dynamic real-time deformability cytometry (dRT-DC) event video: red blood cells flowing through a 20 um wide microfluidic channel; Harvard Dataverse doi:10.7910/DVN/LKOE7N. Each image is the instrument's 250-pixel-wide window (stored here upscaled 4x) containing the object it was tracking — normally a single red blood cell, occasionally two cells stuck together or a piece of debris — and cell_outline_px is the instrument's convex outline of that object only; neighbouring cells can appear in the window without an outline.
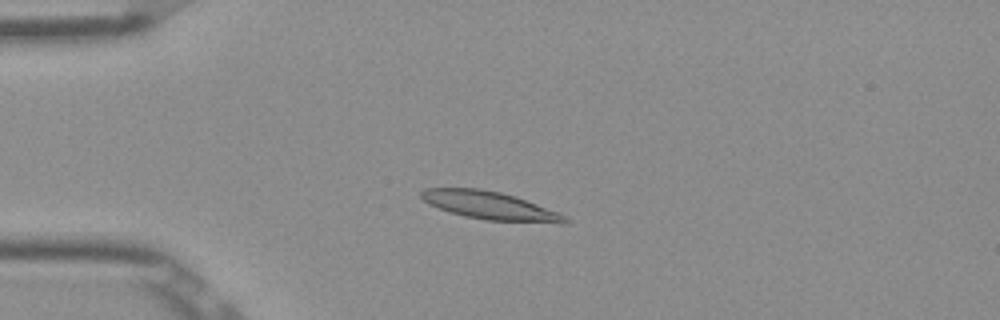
{"species": "Egyptian fruit bat (a non-hibernating species)", "species_latin": "Rousettus aegyptiacus", "temperature_condition": "room temperature", "stored_images_in_passage": 51, "camera_frame_rate_fps": 3000, "um_per_image_px": 0.085, "frame": {"image": 1, "passage_image": 12, "time_ms": 3.667, "image_size_px": [1000, 320], "cell_outline_px": [[568, 224], [560, 224], [484, 220], [464, 216], [428, 204], [420, 196], [420, 192], [424, 188], [480, 188], [500, 192], [516, 196], [560, 212], [568, 220]], "centroid_in_image_um": [41.71, 17.48], "position_along_channel_um": 43.3, "area_um2": 23.76}}
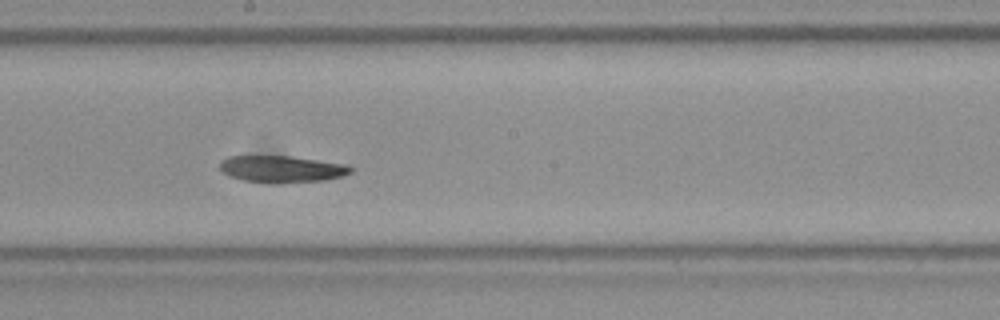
{"frame": {"image": 2, "passage_image": 28, "time_ms": 9.0, "image_size_px": [1000, 320], "cell_outline_px": [[352, 172], [344, 176], [324, 180], [272, 184], [244, 180], [228, 176], [220, 168], [220, 160], [228, 156], [288, 156], [348, 164], [352, 168]], "centroid_in_image_um": [23.95, 14.37], "position_along_channel_um": 224.2, "area_um2": 20.58}}
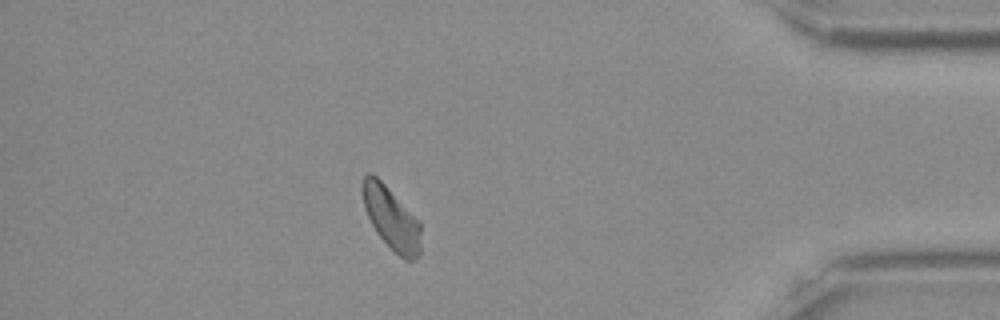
{"frame": {"image": 3, "passage_image": 45, "time_ms": 14.667, "image_size_px": [1000, 320], "cell_outline_px": [[420, 252], [412, 260], [404, 260], [376, 232], [368, 216], [364, 204], [360, 188], [360, 184], [364, 176], [368, 172], [372, 172], [384, 184], [420, 224]], "centroid_in_image_um": [33.21, 18.52], "position_along_channel_um": 402.0, "area_um2": 20.58}, "authors_computed_cell_mechanics": {"area_um2": 21.5594, "velocity_mm_per_s": 3.8475, "shape_relaxation_time_tau1_ms": 8.1871, "shape_relaxation_time_tau2_ms": null, "deformation_change_tau1": 0.1617, "deformation_change_tau2": null}}